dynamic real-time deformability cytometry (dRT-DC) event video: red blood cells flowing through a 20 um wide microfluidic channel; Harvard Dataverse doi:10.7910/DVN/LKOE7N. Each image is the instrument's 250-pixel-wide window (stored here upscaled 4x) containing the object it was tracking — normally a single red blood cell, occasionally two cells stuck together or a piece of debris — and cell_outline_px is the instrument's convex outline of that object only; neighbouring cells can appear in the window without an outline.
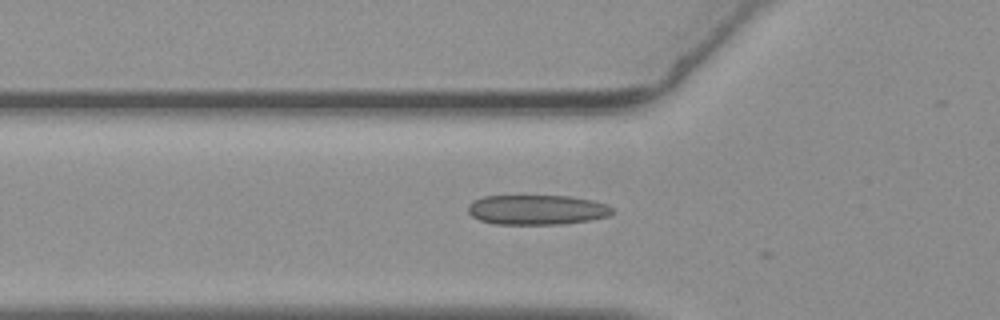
{"species": "common noctule bat (a hibernating species)", "species_latin": "Nyctalus noctula", "temperature_condition": "warm", "stored_images_in_passage": 5, "camera_frame_rate_fps": 3000, "um_per_image_px": 0.085, "animal": {"sex": "female", "body_mass_g": 19.3, "forearm_length_mm": 54.1}, "frame": {"image": 1, "passage_image": 3, "time_ms": 0.667, "image_size_px": [1000, 320], "cell_outline_px": [[616, 212], [608, 216], [588, 220], [560, 224], [496, 224], [480, 220], [472, 216], [468, 212], [468, 204], [484, 196], [568, 196], [592, 200], [608, 204], [616, 208]], "centroid_in_image_um": [45.69, 17.83], "position_along_channel_um": 80.1, "area_um2": 25.14}}